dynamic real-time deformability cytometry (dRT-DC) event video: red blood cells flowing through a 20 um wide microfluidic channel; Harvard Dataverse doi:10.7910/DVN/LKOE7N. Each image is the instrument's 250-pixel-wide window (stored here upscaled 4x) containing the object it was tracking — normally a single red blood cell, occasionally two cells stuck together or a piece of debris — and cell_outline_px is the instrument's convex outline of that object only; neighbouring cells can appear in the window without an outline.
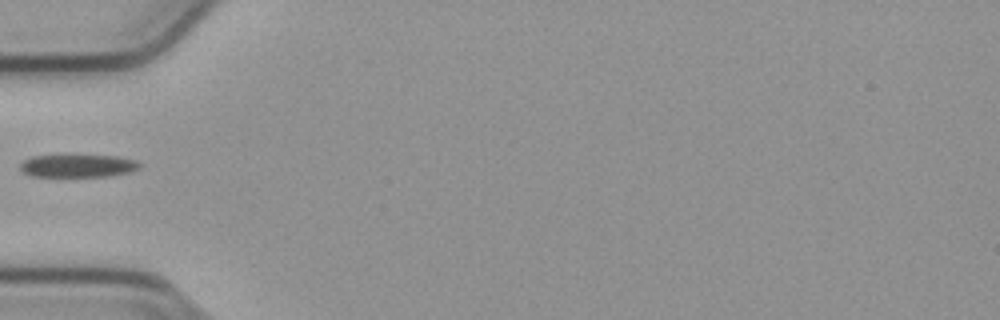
{"species": "common noctule bat (a hibernating species)", "species_latin": "Nyctalus noctula", "temperature_condition": "cold", "stored_images_in_passage": 37, "camera_frame_rate_fps": 3000, "um_per_image_px": 0.085, "animal": {"sex": "male", "body_mass_g": 23.1, "forearm_length_mm": 52.7}, "frame": {"image": 1, "passage_image": 1, "time_ms": 0.0, "image_size_px": [1000, 320], "cell_outline_px": [[144, 164], [140, 168], [132, 172], [112, 176], [32, 176], [24, 172], [20, 168], [20, 164], [24, 160], [32, 156], [120, 156], [136, 160]], "centroid_in_image_um": [6.72, 14.1], "position_along_channel_um": 78.3, "area_um2": 15.84}}
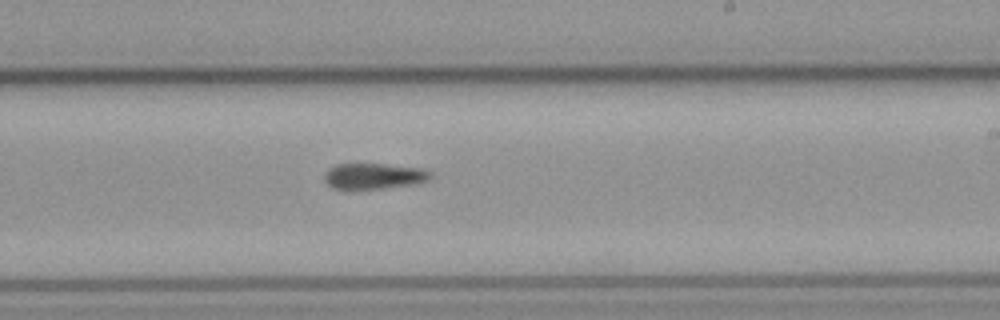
{"frame": {"image": 2, "passage_image": 15, "time_ms": 4.667, "image_size_px": [1000, 320], "cell_outline_px": [[432, 176], [428, 180], [416, 184], [384, 188], [348, 192], [332, 188], [324, 180], [324, 172], [328, 168], [336, 164], [384, 164], [420, 168], [432, 172]], "centroid_in_image_um": [31.71, 15.01], "position_along_channel_um": 257.3, "area_um2": 16.65}}
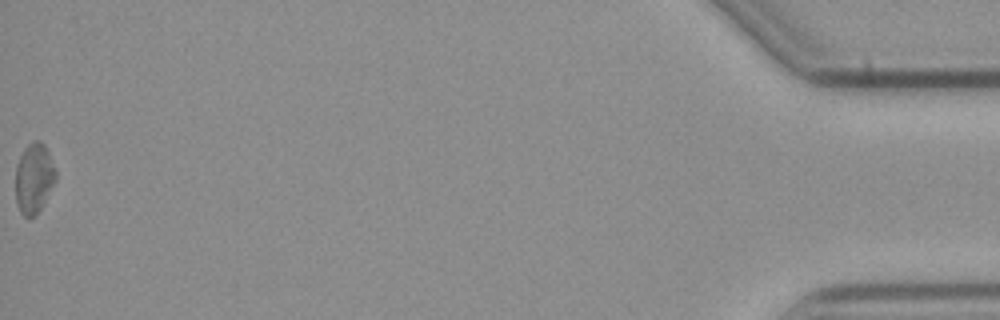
{"frame": {"image": 3, "passage_image": 37, "time_ms": 12.0, "image_size_px": [1000, 320], "cell_outline_px": [[56, 180], [40, 208], [32, 216], [24, 216], [20, 212], [16, 204], [16, 164], [24, 148], [32, 140], [40, 140], [44, 144], [48, 152], [56, 172]], "centroid_in_image_um": [2.87, 15.11], "position_along_channel_um": 432.3, "area_um2": 16.18}}